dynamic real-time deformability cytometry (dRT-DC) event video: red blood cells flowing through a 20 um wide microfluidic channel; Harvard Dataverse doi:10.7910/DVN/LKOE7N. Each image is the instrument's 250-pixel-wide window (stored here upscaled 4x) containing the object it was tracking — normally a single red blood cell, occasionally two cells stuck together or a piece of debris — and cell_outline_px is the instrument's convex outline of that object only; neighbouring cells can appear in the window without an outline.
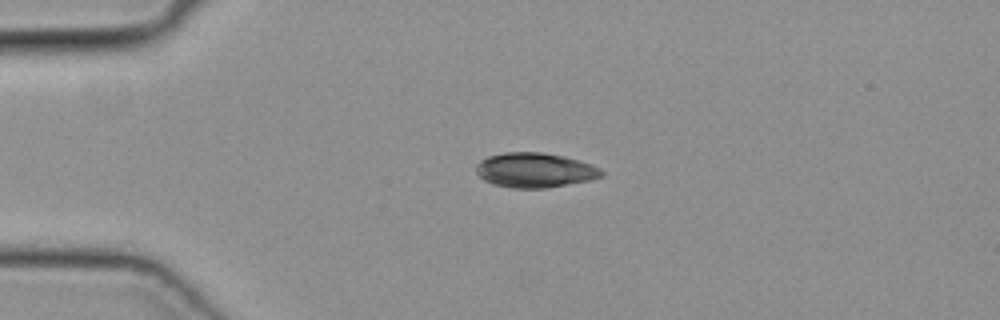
{"species": "common noctule bat (a hibernating species)", "species_latin": "Nyctalus noctula", "temperature_condition": "cold", "stored_images_in_passage": 42, "camera_frame_rate_fps": 3000, "um_per_image_px": 0.085, "animal": {"sex": "female", "body_mass_g": 19.3, "forearm_length_mm": 54.1}, "frame": {"image": 1, "passage_image": 5, "time_ms": 1.333, "image_size_px": [1000, 320], "cell_outline_px": [[604, 176], [588, 180], [548, 188], [512, 188], [492, 184], [484, 180], [476, 172], [476, 164], [480, 160], [488, 156], [504, 152], [540, 152], [564, 156], [580, 160], [592, 164], [600, 168], [604, 172]], "centroid_in_image_um": [45.46, 14.46], "position_along_channel_um": 39.5, "area_um2": 25.55}}
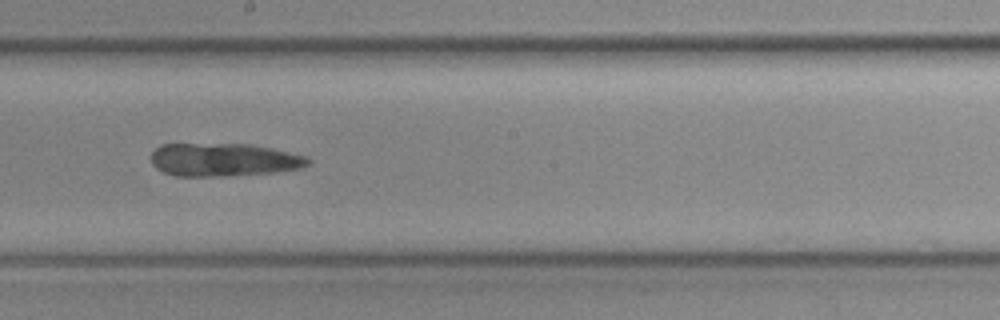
{"frame": {"image": 2, "passage_image": 21, "time_ms": 6.667, "image_size_px": [1000, 320], "cell_outline_px": [[312, 164], [304, 168], [272, 172], [224, 176], [176, 176], [164, 172], [156, 168], [152, 164], [152, 152], [160, 144], [252, 144], [272, 148], [308, 156], [312, 160]], "centroid_in_image_um": [19.07, 13.57], "position_along_channel_um": 229.1, "area_um2": 30.52}}
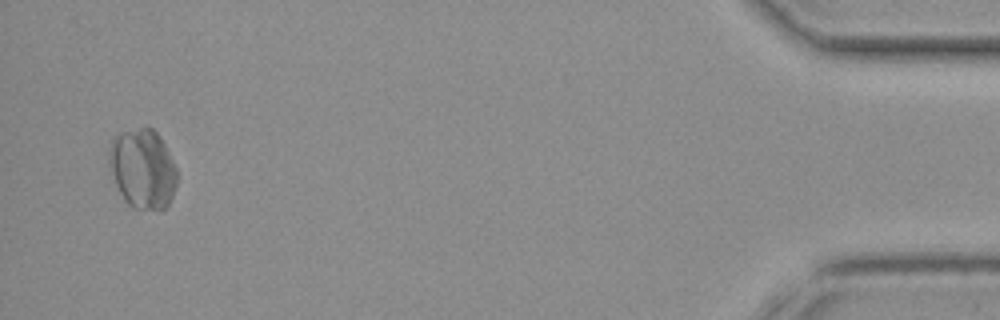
{"frame": {"image": 3, "passage_image": 41, "time_ms": 13.333, "image_size_px": [1000, 320], "cell_outline_px": [[176, 188], [168, 204], [160, 212], [132, 208], [124, 200], [116, 184], [108, 160], [108, 152], [112, 140], [116, 132], [140, 128], [152, 128], [160, 136], [176, 168]], "centroid_in_image_um": [12.12, 14.36], "position_along_channel_um": 423.1, "area_um2": 31.67}}